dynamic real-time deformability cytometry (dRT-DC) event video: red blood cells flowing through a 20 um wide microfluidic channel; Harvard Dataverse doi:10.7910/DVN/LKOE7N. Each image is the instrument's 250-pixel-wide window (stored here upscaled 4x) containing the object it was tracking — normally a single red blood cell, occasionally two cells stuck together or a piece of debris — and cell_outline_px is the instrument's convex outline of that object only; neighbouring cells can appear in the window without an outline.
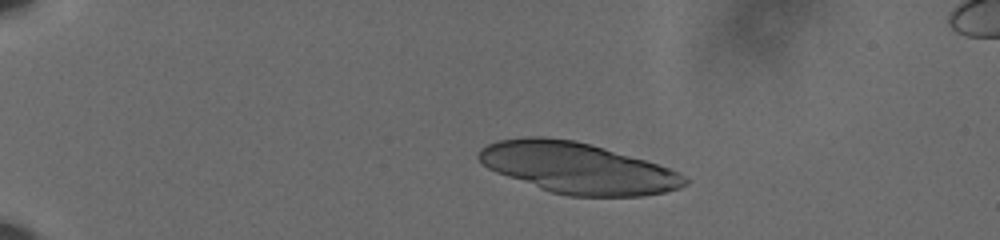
{"species": "human", "species_latin": "Homo sapiens", "temperature_condition": "cold", "stored_images_in_passage": 58, "camera_frame_rate_fps": 3000, "um_per_image_px": 0.085, "donor": {"sex": "male"}, "frame": {"image": 1, "passage_image": 13, "time_ms": 4.0, "image_size_px": [1000, 240], "cell_outline_px": [[692, 180], [688, 184], [680, 188], [664, 192], [644, 196], [568, 196], [552, 192], [540, 188], [496, 172], [488, 168], [476, 156], [476, 152], [480, 148], [488, 144], [500, 140], [524, 136], [544, 136], [576, 140], [604, 148], [644, 160], [680, 172]], "centroid_in_image_um": [49.1, 14.27], "position_along_channel_um": 35.9, "area_um2": 60.98}}
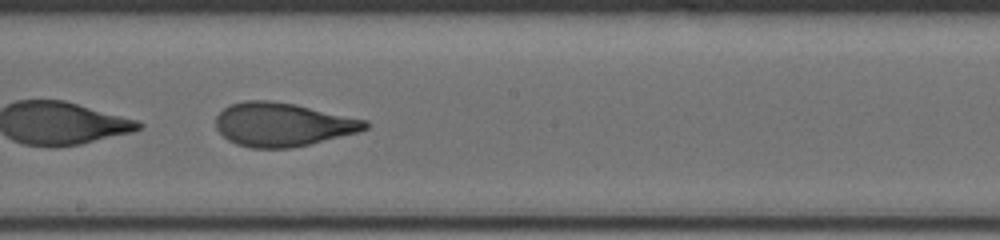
{"frame": {"image": 2, "passage_image": 36, "time_ms": 11.667, "image_size_px": [1000, 240], "cell_outline_px": [[368, 128], [356, 132], [292, 148], [252, 148], [236, 144], [228, 140], [216, 128], [216, 116], [228, 104], [244, 100], [268, 100], [296, 104], [368, 120]], "centroid_in_image_um": [23.99, 10.57], "position_along_channel_um": 224.2, "area_um2": 37.92}}
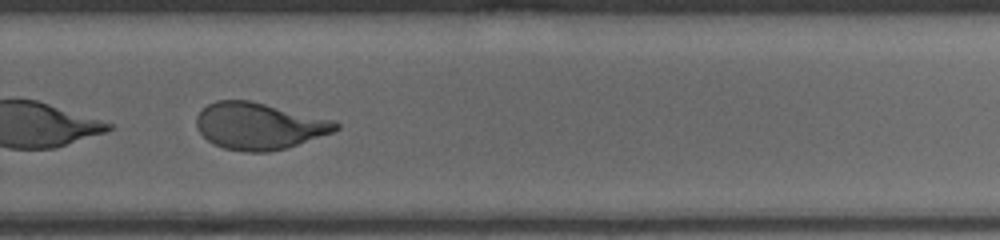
{"frame": {"image": 3, "passage_image": 43, "time_ms": 14.0, "image_size_px": [1000, 240], "cell_outline_px": [[340, 128], [332, 132], [284, 148], [268, 152], [240, 152], [224, 148], [212, 144], [196, 128], [196, 116], [208, 104], [216, 100], [252, 100], [336, 120], [340, 124]], "centroid_in_image_um": [22.01, 10.7], "position_along_channel_um": 307.8, "area_um2": 38.15}, "authors_computed_cell_mechanics": {"area_um2": 41.0669, "velocity_mm_per_s": 3.6125, "shape_relaxation_time_tau1_ms": 5.4014, "shape_relaxation_time_tau2_ms": 0.967, "deformation_change_tau1": 0.2159, "deformation_change_tau2": 0.0833}}